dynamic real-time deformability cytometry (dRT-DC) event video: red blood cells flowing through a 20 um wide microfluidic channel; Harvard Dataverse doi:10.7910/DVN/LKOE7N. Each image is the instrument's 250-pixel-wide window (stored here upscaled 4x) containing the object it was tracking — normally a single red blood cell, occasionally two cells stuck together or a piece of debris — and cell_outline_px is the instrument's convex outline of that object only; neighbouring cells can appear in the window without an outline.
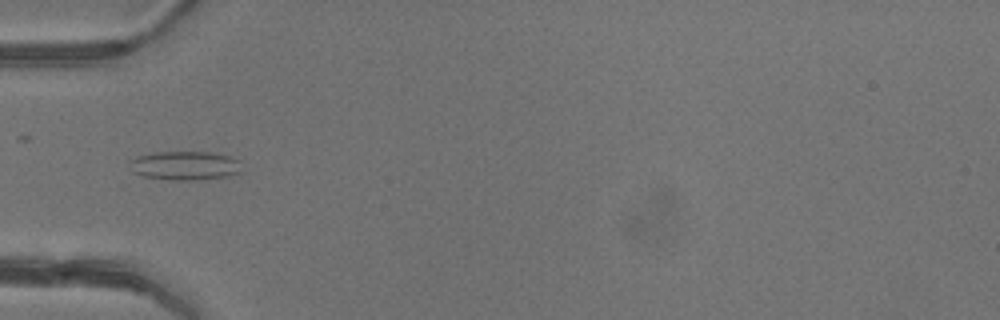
{"species": "common noctule bat (a hibernating species)", "species_latin": "Nyctalus noctula", "temperature_condition": "warm", "stored_images_in_passage": 22, "camera_frame_rate_fps": 3000, "um_per_image_px": 0.085, "animal": {"sex": "female"}, "frame": {"image": 1, "passage_image": 2, "time_ms": 0.333, "image_size_px": [1000, 320], "cell_outline_px": [[240, 172], [228, 176], [196, 180], [172, 180], [144, 176], [132, 172], [128, 160], [136, 156], [156, 152], [212, 152], [228, 156], [240, 160]], "centroid_in_image_um": [15.69, 14.07], "position_along_channel_um": 69.3, "area_um2": 18.96}}
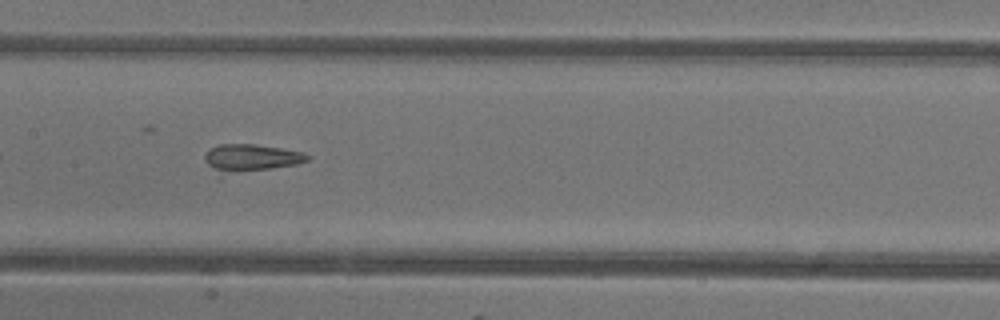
{"frame": {"image": 2, "passage_image": 10, "time_ms": 3.0, "image_size_px": [1000, 320], "cell_outline_px": [[312, 156], [308, 160], [296, 164], [220, 180], [204, 160], [204, 156], [212, 148], [220, 144], [256, 144], [304, 152]], "centroid_in_image_um": [21.24, 13.53], "position_along_channel_um": 186.2, "area_um2": 17.8}}
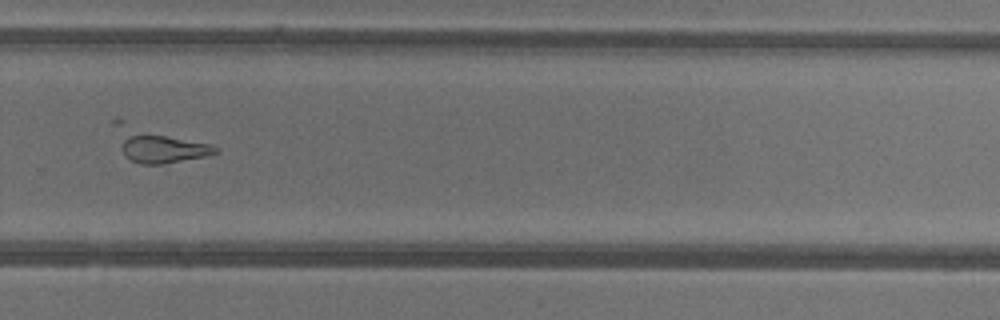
{"frame": {"image": 3, "passage_image": 19, "time_ms": 6.0, "image_size_px": [1000, 320], "cell_outline_px": [[220, 152], [204, 156], [160, 164], [140, 164], [124, 156], [120, 148], [112, 124], [112, 120], [124, 120], [212, 144], [220, 148]], "centroid_in_image_um": [13.39, 12.28], "position_along_channel_um": 316.4, "area_um2": 20.35}}